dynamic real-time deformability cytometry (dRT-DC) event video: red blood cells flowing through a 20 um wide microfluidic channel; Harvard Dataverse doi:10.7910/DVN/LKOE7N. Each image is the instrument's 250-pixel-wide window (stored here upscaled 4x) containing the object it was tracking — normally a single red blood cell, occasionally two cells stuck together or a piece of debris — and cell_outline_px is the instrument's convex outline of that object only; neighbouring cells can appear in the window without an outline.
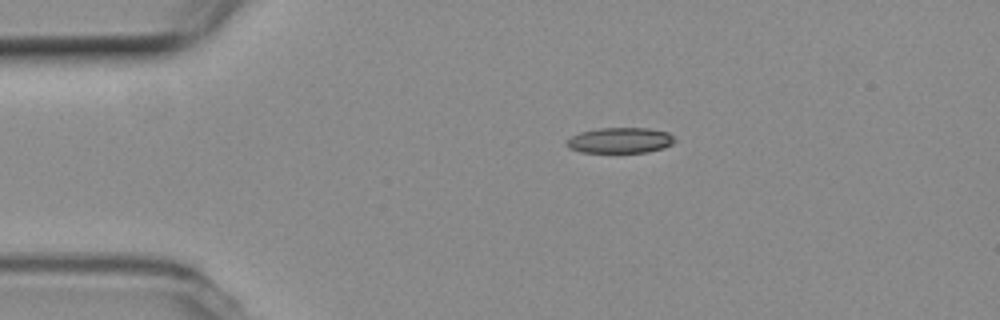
{"species": "common noctule bat (a hibernating species)", "species_latin": "Nyctalus noctula", "temperature_condition": "room temperature", "stored_images_in_passage": 10, "camera_frame_rate_fps": 3000, "um_per_image_px": 0.085, "animal": {"sex": "female", "body_mass_g": 19.3, "forearm_length_mm": 54.1}, "frame": {"image": 1, "passage_image": 1, "time_ms": 0.0, "image_size_px": [1000, 320], "cell_outline_px": [[676, 140], [672, 144], [664, 148], [648, 152], [580, 152], [568, 148], [568, 140], [572, 136], [580, 132], [600, 128], [648, 128], [668, 132]], "centroid_in_image_um": [52.74, 11.93], "position_along_channel_um": 32.3, "area_um2": 16.01}}
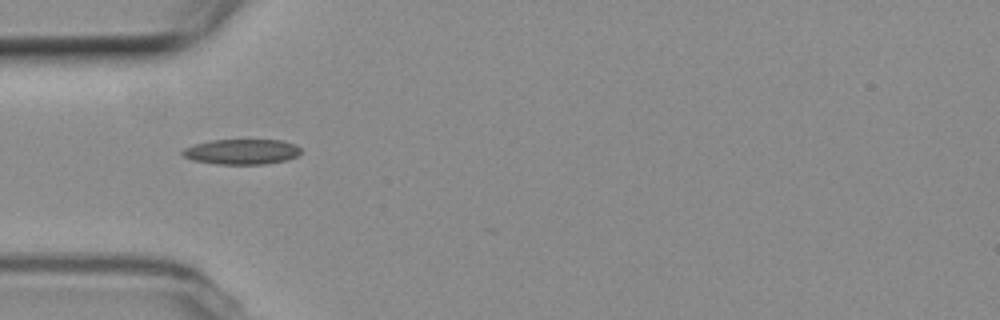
{"frame": {"image": 2, "passage_image": 7, "time_ms": 2.0, "image_size_px": [1000, 320], "cell_outline_px": [[300, 152], [296, 156], [288, 160], [264, 164], [216, 164], [192, 160], [184, 156], [180, 152], [184, 148], [196, 144], [212, 140], [284, 140], [296, 144], [300, 148]], "centroid_in_image_um": [20.56, 12.9], "position_along_channel_um": 64.4, "area_um2": 17.46}}